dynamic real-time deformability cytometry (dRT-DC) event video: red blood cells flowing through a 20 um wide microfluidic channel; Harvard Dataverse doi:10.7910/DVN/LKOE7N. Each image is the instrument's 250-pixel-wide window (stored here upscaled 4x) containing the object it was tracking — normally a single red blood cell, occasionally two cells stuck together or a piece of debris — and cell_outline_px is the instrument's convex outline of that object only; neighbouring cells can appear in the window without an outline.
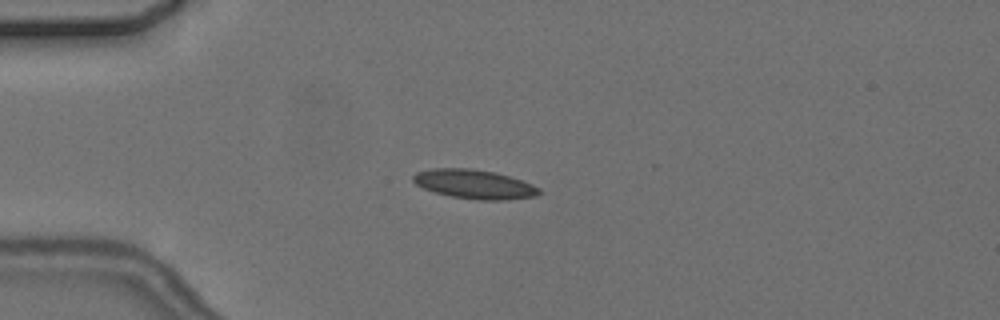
{"species": "common noctule bat (a hibernating species)", "species_latin": "Nyctalus noctula", "temperature_condition": "cold", "stored_images_in_passage": 6, "camera_frame_rate_fps": 3000, "um_per_image_px": 0.085, "animal": {"sex": "female", "body_mass_g": 24.6, "forearm_length_mm": 56.2}, "frame": {"image": 1, "passage_image": 4, "time_ms": 3.333, "image_size_px": [1000, 320], "cell_outline_px": [[540, 192], [536, 196], [504, 200], [476, 200], [452, 196], [436, 192], [424, 188], [416, 184], [412, 180], [412, 176], [416, 172], [432, 168], [472, 168], [496, 172], [532, 184], [540, 188]], "centroid_in_image_um": [40.31, 15.65], "position_along_channel_um": 44.7, "area_um2": 21.33}}
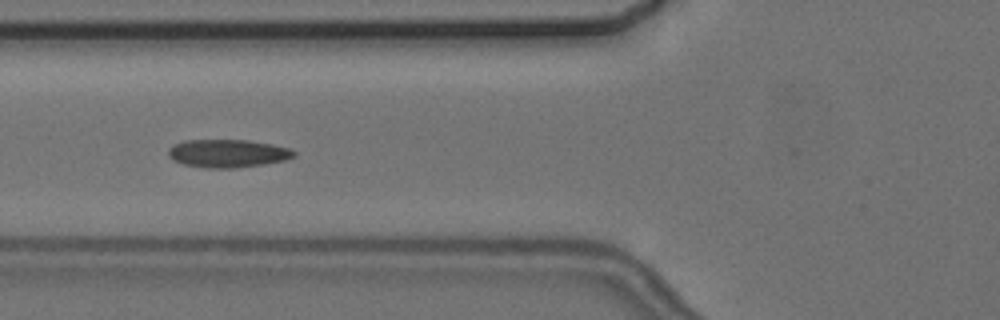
{"frame": {"image": 2, "passage_image": 6, "time_ms": 5.667, "image_size_px": [1000, 320], "cell_outline_px": [[296, 156], [284, 160], [264, 164], [232, 168], [208, 168], [184, 164], [172, 160], [168, 156], [168, 148], [172, 144], [184, 140], [248, 140], [272, 144], [292, 148], [296, 152]], "centroid_in_image_um": [19.35, 13.03], "position_along_channel_um": 106.5, "area_um2": 20.69}}